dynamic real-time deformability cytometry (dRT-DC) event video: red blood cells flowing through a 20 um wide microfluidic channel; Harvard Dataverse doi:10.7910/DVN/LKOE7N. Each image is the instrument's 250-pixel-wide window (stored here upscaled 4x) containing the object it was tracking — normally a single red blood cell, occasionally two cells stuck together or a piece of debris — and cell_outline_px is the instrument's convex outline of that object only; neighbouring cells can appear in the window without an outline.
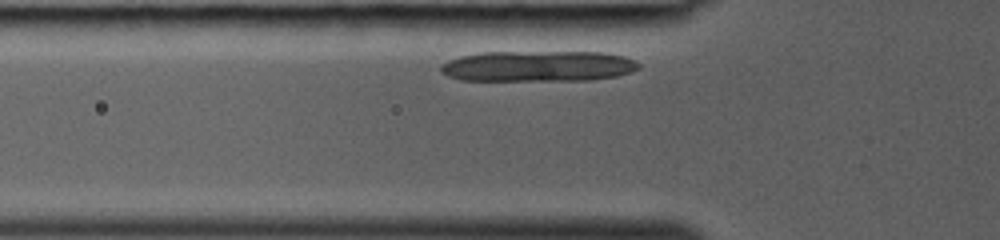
{"species": "common noctule bat (a hibernating species)", "species_latin": "Nyctalus noctula", "temperature_condition": "room temperature", "stored_images_in_passage": 10, "camera_frame_rate_fps": 3000, "um_per_image_px": 0.085, "animal": {"sex": "female", "body_mass_g": 19.0, "forearm_length_mm": 53.3}, "frame": {"image": 1, "passage_image": 2, "time_ms": 0.333, "image_size_px": [1000, 240], "cell_outline_px": [[640, 68], [632, 72], [616, 76], [592, 80], [460, 80], [448, 76], [440, 72], [440, 64], [448, 60], [460, 56], [480, 52], [604, 52], [624, 56], [640, 64]], "centroid_in_image_um": [45.72, 5.62], "position_along_channel_um": 80.1, "area_um2": 35.72}}